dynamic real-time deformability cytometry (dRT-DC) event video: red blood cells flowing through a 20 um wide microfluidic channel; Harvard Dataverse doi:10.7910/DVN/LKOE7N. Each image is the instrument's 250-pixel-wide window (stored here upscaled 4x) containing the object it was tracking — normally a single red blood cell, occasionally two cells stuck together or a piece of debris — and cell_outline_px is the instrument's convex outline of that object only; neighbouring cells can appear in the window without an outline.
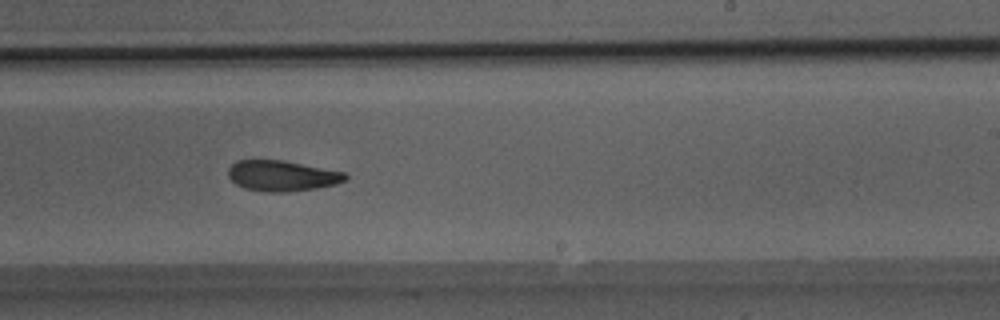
{"species": "Egyptian fruit bat (a non-hibernating species)", "species_latin": "Rousettus aegyptiacus", "temperature_condition": "room temperature", "stored_images_in_passage": 46, "camera_frame_rate_fps": 3000, "um_per_image_px": 0.085, "animal": {"sex": "male"}, "frame": {"image": 1, "passage_image": 27, "time_ms": 8.667, "image_size_px": [1000, 320], "cell_outline_px": [[348, 180], [336, 184], [316, 188], [288, 192], [268, 192], [244, 188], [236, 184], [228, 176], [228, 168], [236, 160], [284, 160], [344, 172], [348, 176]], "centroid_in_image_um": [23.98, 14.94], "position_along_channel_um": 265.0, "area_um2": 20.98}}
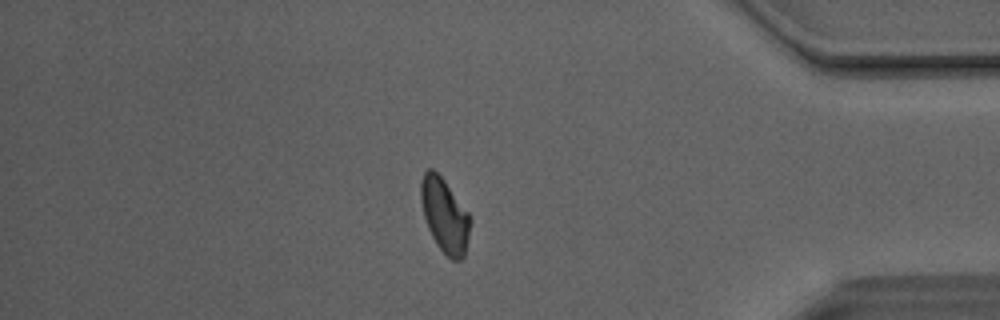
{"frame": {"image": 2, "passage_image": 39, "time_ms": 12.667, "image_size_px": [1000, 320], "cell_outline_px": [[472, 220], [464, 256], [460, 260], [452, 260], [436, 244], [428, 228], [424, 216], [420, 200], [420, 180], [424, 172], [428, 168], [432, 168], [444, 180], [472, 216]], "centroid_in_image_um": [37.8, 18.28], "position_along_channel_um": 397.4, "area_um2": 21.44}}
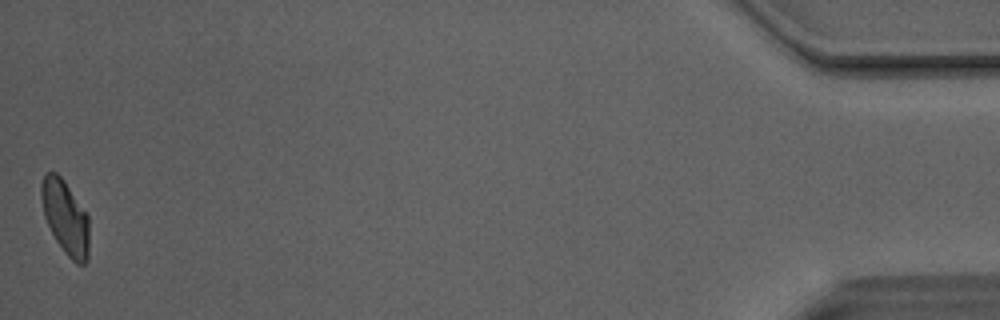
{"frame": {"image": 3, "passage_image": 46, "time_ms": 15.0, "image_size_px": [1000, 320], "cell_outline_px": [[88, 260], [84, 264], [76, 264], [64, 252], [56, 240], [44, 216], [40, 196], [40, 184], [44, 176], [48, 172], [56, 172], [64, 180], [88, 216]], "centroid_in_image_um": [5.54, 18.47], "position_along_channel_um": 429.7, "area_um2": 20.46}, "authors_computed_cell_mechanics": {"area_um2": 21.8484, "velocity_mm_per_s": 4.1088, "shape_relaxation_time_tau1_ms": 3.0521, "shape_relaxation_time_tau2_ms": 5.5986, "deformation_change_tau1": 0.1375, "deformation_change_tau2": 0.1437}}